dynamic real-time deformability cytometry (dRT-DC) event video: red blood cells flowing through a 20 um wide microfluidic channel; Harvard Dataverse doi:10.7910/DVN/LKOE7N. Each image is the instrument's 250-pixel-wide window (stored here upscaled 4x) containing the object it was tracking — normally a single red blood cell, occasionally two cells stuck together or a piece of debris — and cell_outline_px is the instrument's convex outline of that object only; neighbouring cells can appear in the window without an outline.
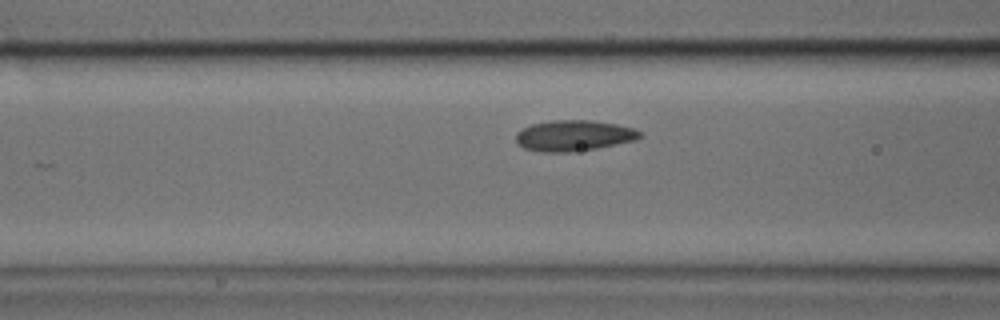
{"species": "common noctule bat (a hibernating species)", "species_latin": "Nyctalus noctula", "temperature_condition": "cold", "stored_images_in_passage": 33, "camera_frame_rate_fps": 3000, "um_per_image_px": 0.085, "animal": {"sex": "male", "body_mass_g": 17.9, "forearm_length_mm": 54.2}, "frame": {"image": 1, "passage_image": 5, "time_ms": 1.333, "image_size_px": [1000, 320], "cell_outline_px": [[644, 136], [636, 140], [596, 148], [572, 152], [544, 152], [524, 148], [516, 144], [516, 132], [532, 124], [552, 120], [588, 120], [616, 124], [632, 128], [640, 132]], "centroid_in_image_um": [48.76, 11.53], "position_along_channel_um": 117.8, "area_um2": 22.2}}
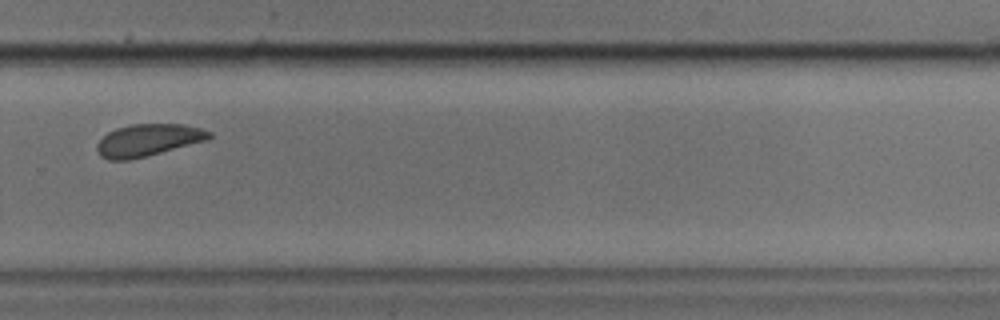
{"frame": {"image": 2, "passage_image": 20, "time_ms": 6.333, "image_size_px": [1000, 320], "cell_outline_px": [[212, 136], [208, 140], [128, 160], [108, 160], [100, 156], [96, 148], [96, 144], [108, 132], [116, 128], [132, 124], [184, 124], [200, 128], [212, 132]], "centroid_in_image_um": [12.58, 11.9], "position_along_channel_um": 317.2, "area_um2": 20.87}}
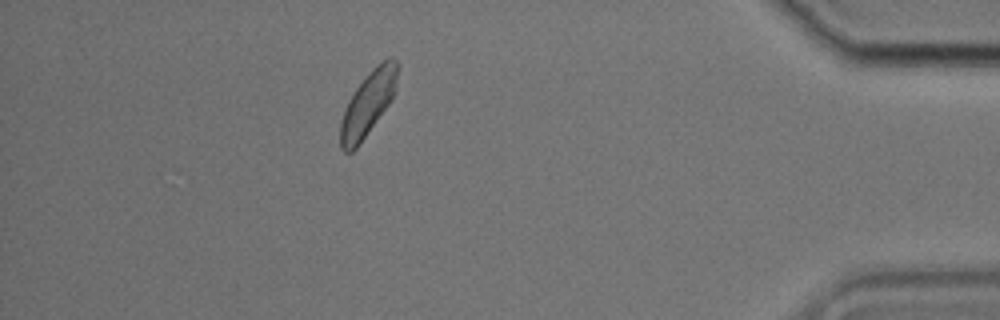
{"frame": {"image": 3, "passage_image": 30, "time_ms": 9.667, "image_size_px": [1000, 320], "cell_outline_px": [[400, 68], [396, 92], [388, 104], [356, 148], [352, 152], [344, 152], [340, 148], [340, 124], [344, 108], [348, 100], [356, 88], [372, 68], [380, 60], [388, 56], [392, 56], [400, 64]], "centroid_in_image_um": [31.32, 8.72], "position_along_channel_um": 403.9, "area_um2": 21.62}}